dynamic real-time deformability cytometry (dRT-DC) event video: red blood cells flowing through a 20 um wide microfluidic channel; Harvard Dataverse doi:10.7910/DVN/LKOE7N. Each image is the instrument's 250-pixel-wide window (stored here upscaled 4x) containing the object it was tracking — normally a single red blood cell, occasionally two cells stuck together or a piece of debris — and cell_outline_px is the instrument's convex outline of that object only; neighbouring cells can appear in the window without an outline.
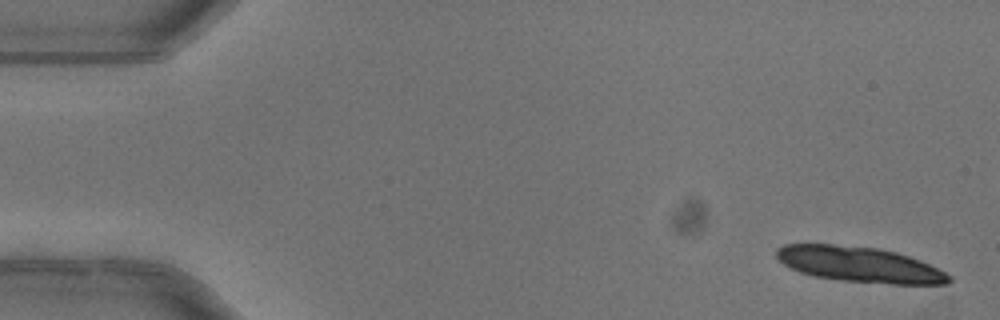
{"species": "common noctule bat (a hibernating species)", "species_latin": "Nyctalus noctula", "temperature_condition": "warm", "stored_images_in_passage": 5, "camera_frame_rate_fps": 3000, "um_per_image_px": 0.085, "animal": {"sex": "female"}, "frame": {"image": 1, "passage_image": 1, "time_ms": 0.0, "image_size_px": [1000, 320], "cell_outline_px": [[952, 280], [948, 284], [892, 284], [840, 280], [812, 276], [800, 272], [784, 264], [776, 256], [776, 248], [784, 244], [832, 244], [876, 248], [896, 252], [920, 260], [952, 276]], "centroid_in_image_um": [73.05, 22.48], "position_along_channel_um": 11.9, "area_um2": 35.49}}